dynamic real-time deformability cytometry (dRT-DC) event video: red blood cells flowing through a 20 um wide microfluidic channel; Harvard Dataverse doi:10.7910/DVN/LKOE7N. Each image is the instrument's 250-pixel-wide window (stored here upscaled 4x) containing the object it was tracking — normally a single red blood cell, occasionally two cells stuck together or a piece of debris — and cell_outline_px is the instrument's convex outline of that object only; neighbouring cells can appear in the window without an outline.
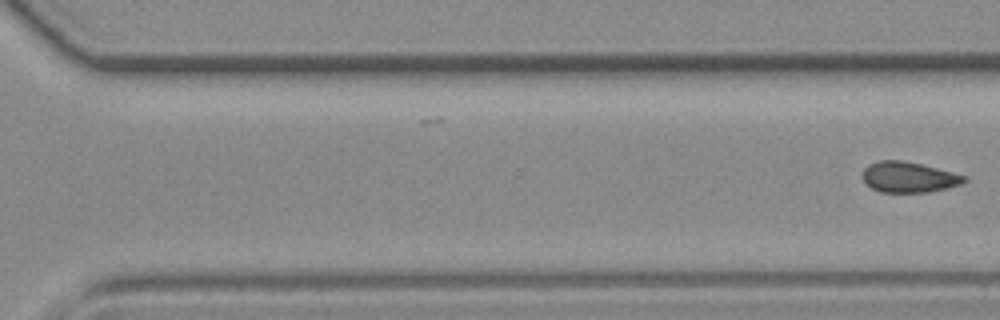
{"species": "common noctule bat (a hibernating species)", "species_latin": "Nyctalus noctula", "temperature_condition": "room temperature", "stored_images_in_passage": 19, "segment_of_instrument_passage": [2, 2], "camera_frame_rate_fps": 3000, "um_per_image_px": 0.085, "animal": {"sex": "female", "body_mass_g": 19.3, "forearm_length_mm": 54.1}, "frame": {"image": 1, "passage_image": 19, "time_ms": 6.0, "image_size_px": [1000, 320], "cell_outline_px": [[968, 180], [960, 184], [928, 192], [880, 192], [872, 188], [864, 180], [864, 168], [868, 164], [880, 160], [900, 160], [920, 164], [968, 176]], "centroid_in_image_um": [77.25, 15.05], "position_along_channel_um": 293.3, "area_um2": 17.86}}